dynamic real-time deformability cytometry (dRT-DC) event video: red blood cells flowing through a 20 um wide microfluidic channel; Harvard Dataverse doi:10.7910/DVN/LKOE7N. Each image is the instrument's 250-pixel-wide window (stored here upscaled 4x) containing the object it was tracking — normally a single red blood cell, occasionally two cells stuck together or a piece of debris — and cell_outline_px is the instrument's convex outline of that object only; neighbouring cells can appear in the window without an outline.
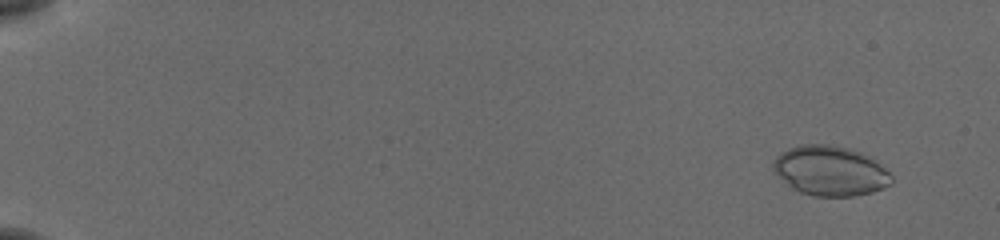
{"species": "common noctule bat (a hibernating species)", "species_latin": "Nyctalus noctula", "temperature_condition": "cold", "stored_images_in_passage": 35, "camera_frame_rate_fps": 3000, "um_per_image_px": 0.085, "animal": {"sex": "female", "body_mass_g": 19.5, "forearm_length_mm": 54.1}, "frame": {"image": 1, "passage_image": 5, "time_ms": 1.333, "image_size_px": [1000, 240], "cell_outline_px": [[892, 184], [884, 188], [872, 192], [852, 196], [812, 196], [800, 192], [788, 184], [772, 172], [772, 164], [776, 156], [780, 152], [788, 148], [800, 144], [828, 144], [848, 148], [860, 152], [868, 156], [880, 164], [892, 176]], "centroid_in_image_um": [70.54, 14.51], "position_along_channel_um": 14.5, "area_um2": 34.45}}
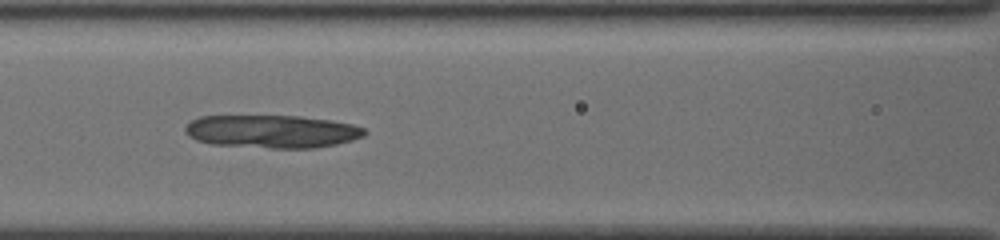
{"frame": {"image": 2, "passage_image": 28, "time_ms": 9.0, "image_size_px": [1000, 240], "cell_outline_px": [[368, 132], [364, 136], [352, 140], [336, 144], [316, 148], [272, 148], [212, 144], [196, 140], [188, 136], [184, 132], [184, 128], [192, 120], [200, 116], [300, 116], [332, 120], [352, 124], [364, 128]], "centroid_in_image_um": [23.13, 11.17], "position_along_channel_um": 143.5, "area_um2": 34.56}}
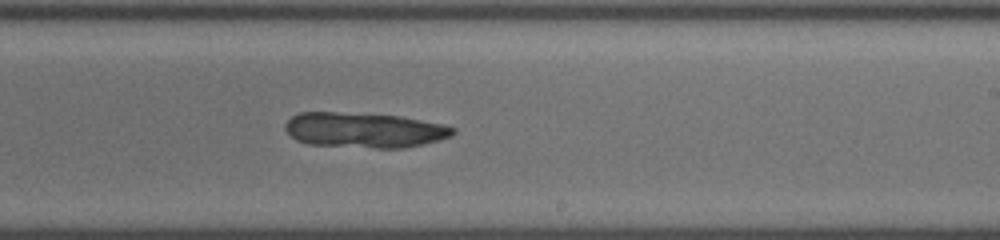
{"frame": {"image": 3, "passage_image": 35, "time_ms": 11.333, "image_size_px": [1000, 240], "cell_outline_px": [[456, 132], [452, 136], [440, 140], [424, 144], [404, 148], [372, 148], [308, 144], [296, 140], [284, 128], [284, 124], [292, 116], [300, 112], [336, 112], [400, 116], [444, 124], [456, 128]], "centroid_in_image_um": [30.99, 11.06], "position_along_channel_um": 258.0, "area_um2": 34.56}}